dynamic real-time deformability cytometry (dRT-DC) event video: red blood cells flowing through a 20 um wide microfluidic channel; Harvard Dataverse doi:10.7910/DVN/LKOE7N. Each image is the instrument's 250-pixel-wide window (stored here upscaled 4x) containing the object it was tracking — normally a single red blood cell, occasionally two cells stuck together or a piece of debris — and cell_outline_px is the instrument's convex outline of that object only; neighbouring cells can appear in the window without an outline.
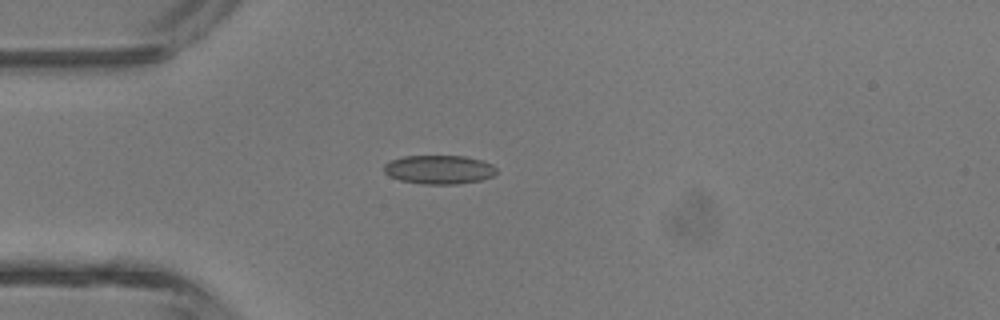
{"species": "common noctule bat (a hibernating species)", "species_latin": "Nyctalus noctula", "temperature_condition": "room temperature", "stored_images_in_passage": 2, "camera_frame_rate_fps": 3000, "um_per_image_px": 0.085, "animal": {"sex": "male", "body_mass_g": 13.3}, "frame": {"image": 1, "passage_image": 1, "time_ms": 0.0, "image_size_px": [1000, 320], "cell_outline_px": [[496, 172], [492, 176], [480, 180], [456, 184], [420, 184], [400, 180], [384, 172], [384, 164], [392, 160], [404, 156], [464, 156], [480, 160], [492, 164], [496, 168]], "centroid_in_image_um": [37.32, 14.41], "position_along_channel_um": 47.7, "area_um2": 18.73}}
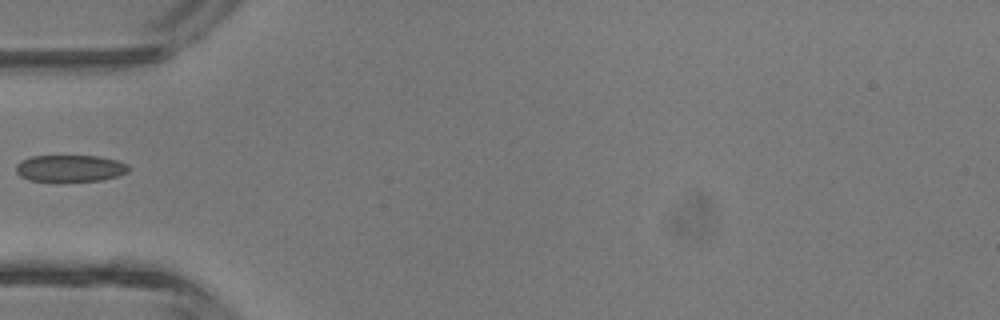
{"frame": {"image": 2, "passage_image": 2, "time_ms": 1.0, "image_size_px": [1000, 320], "cell_outline_px": [[128, 172], [116, 176], [100, 180], [28, 180], [20, 176], [16, 172], [16, 164], [20, 160], [32, 156], [100, 156], [116, 160], [128, 164]], "centroid_in_image_um": [5.93, 14.28], "position_along_channel_um": 79.1, "area_um2": 17.28}}